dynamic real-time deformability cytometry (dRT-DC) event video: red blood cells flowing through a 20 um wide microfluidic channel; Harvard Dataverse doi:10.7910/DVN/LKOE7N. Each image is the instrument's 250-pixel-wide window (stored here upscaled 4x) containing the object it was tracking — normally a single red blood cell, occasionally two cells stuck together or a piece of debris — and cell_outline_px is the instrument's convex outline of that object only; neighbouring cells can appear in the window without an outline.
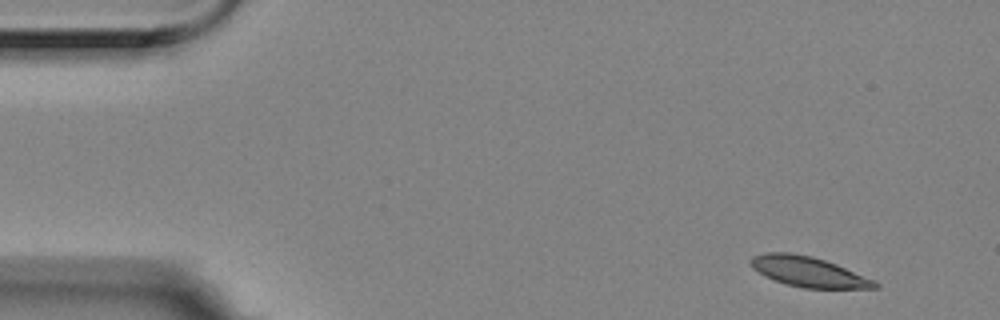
{"species": "Egyptian fruit bat (a non-hibernating species)", "species_latin": "Rousettus aegyptiacus", "temperature_condition": "room temperature", "stored_images_in_passage": 4, "camera_frame_rate_fps": 3000, "um_per_image_px": 0.085, "animal": {"sex": "female"}, "frame": {"image": 1, "passage_image": 1, "time_ms": 0.0, "image_size_px": [1000, 320], "cell_outline_px": [[880, 288], [804, 288], [784, 284], [764, 276], [752, 268], [748, 260], [752, 256], [764, 252], [788, 252], [812, 256], [836, 264], [876, 280], [880, 284]], "centroid_in_image_um": [68.7, 23.09], "position_along_channel_um": 16.3, "area_um2": 22.08}}
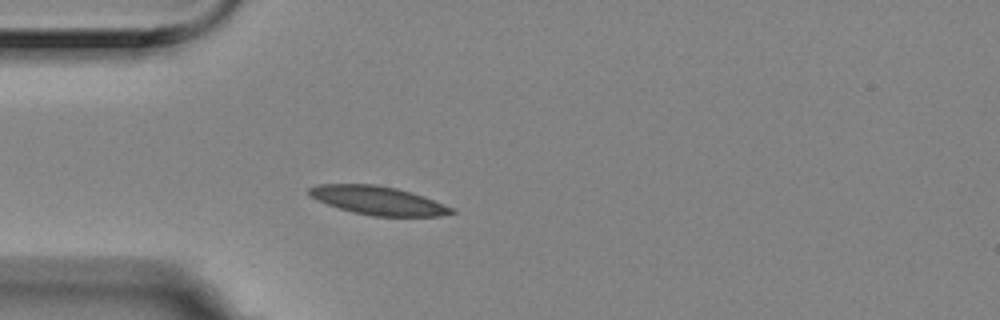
{"frame": {"image": 2, "passage_image": 4, "time_ms": 1.0, "image_size_px": [1000, 320], "cell_outline_px": [[456, 212], [440, 216], [372, 216], [352, 212], [328, 204], [308, 196], [308, 188], [316, 184], [372, 184], [396, 188], [412, 192], [424, 196], [456, 208]], "centroid_in_image_um": [32.16, 17.04], "position_along_channel_um": 52.8, "area_um2": 23.81}}